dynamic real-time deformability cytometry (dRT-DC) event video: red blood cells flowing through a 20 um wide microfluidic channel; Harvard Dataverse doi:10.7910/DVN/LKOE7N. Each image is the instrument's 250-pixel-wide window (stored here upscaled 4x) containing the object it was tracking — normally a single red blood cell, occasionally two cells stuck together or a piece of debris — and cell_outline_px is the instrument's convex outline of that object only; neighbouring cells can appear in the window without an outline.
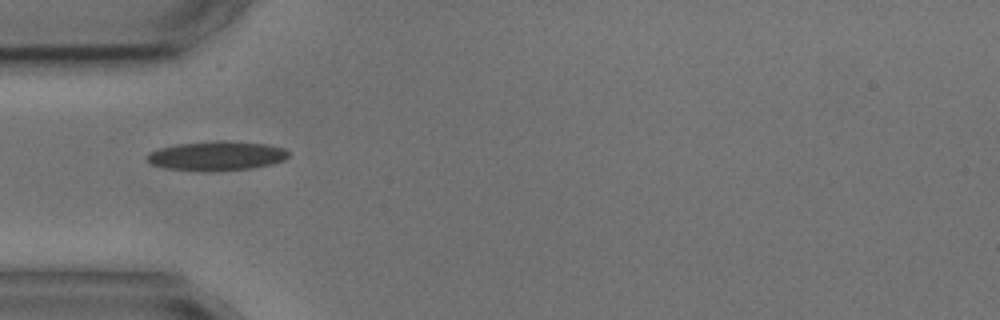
{"species": "common noctule bat (a hibernating species)", "species_latin": "Nyctalus noctula", "temperature_condition": "cold", "stored_images_in_passage": 5, "camera_frame_rate_fps": 3000, "um_per_image_px": 0.085, "animal": {"sex": "male", "body_mass_g": 17.9, "forearm_length_mm": 54.2}, "frame": {"image": 1, "passage_image": 1, "time_ms": 0.0, "image_size_px": [1000, 320], "cell_outline_px": [[288, 156], [284, 160], [272, 164], [252, 168], [164, 168], [152, 164], [144, 156], [148, 152], [160, 148], [176, 144], [216, 140], [228, 140], [268, 144], [284, 148], [288, 152]], "centroid_in_image_um": [18.44, 13.18], "position_along_channel_um": 66.6, "area_um2": 23.29}}